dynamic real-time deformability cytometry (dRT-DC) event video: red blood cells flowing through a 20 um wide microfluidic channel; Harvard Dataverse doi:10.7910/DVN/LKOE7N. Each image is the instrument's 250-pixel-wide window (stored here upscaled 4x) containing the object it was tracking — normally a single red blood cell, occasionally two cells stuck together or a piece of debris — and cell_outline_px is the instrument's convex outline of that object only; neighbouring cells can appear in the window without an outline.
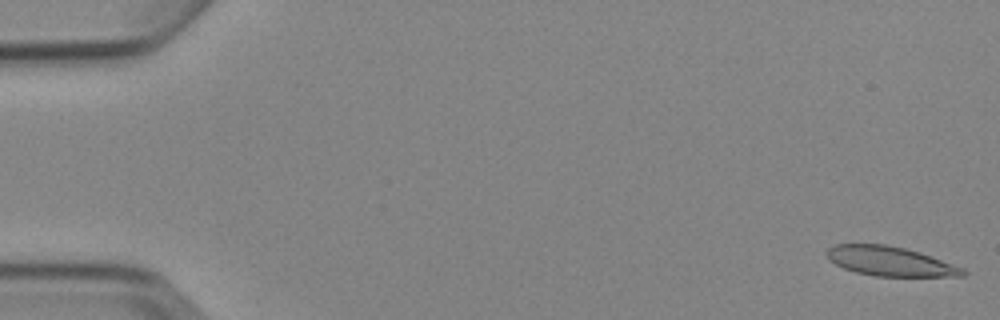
{"species": "Egyptian fruit bat (a non-hibernating species)", "species_latin": "Rousettus aegyptiacus", "temperature_condition": "cold", "stored_images_in_passage": 7, "camera_frame_rate_fps": 3000, "um_per_image_px": 0.085, "animal": {"sex": "female"}, "frame": {"image": 1, "passage_image": 1, "time_ms": 0.0, "image_size_px": [1000, 320], "cell_outline_px": [[968, 272], [964, 276], [876, 276], [856, 272], [844, 268], [828, 260], [828, 248], [836, 244], [884, 244], [904, 248], [920, 252], [964, 268]], "centroid_in_image_um": [75.68, 22.21], "position_along_channel_um": 9.3, "area_um2": 23.18}}
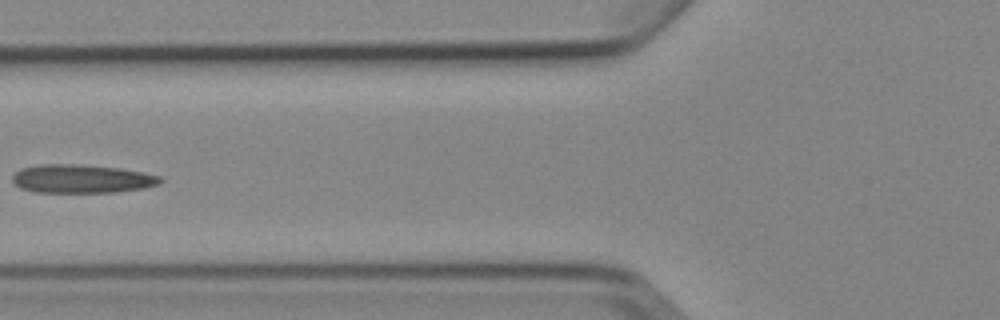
{"frame": {"image": 2, "passage_image": 6, "time_ms": 6.667, "image_size_px": [1000, 320], "cell_outline_px": [[164, 180], [160, 184], [144, 188], [116, 192], [36, 192], [20, 188], [12, 180], [12, 176], [20, 168], [40, 164], [76, 164], [120, 168], [144, 172], [160, 176]], "centroid_in_image_um": [6.97, 15.19], "position_along_channel_um": 118.8, "area_um2": 24.68}}
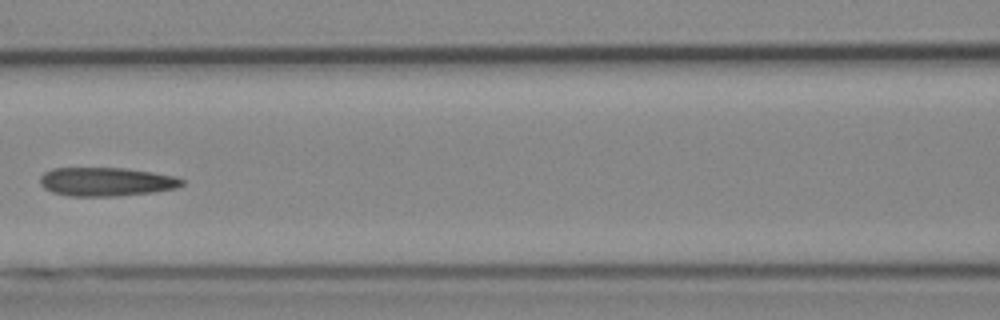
{"frame": {"image": 3, "passage_image": 7, "time_ms": 7.667, "image_size_px": [1000, 320], "cell_outline_px": [[184, 184], [176, 188], [152, 192], [116, 196], [68, 196], [52, 192], [44, 188], [40, 184], [40, 176], [44, 172], [52, 168], [124, 168], [152, 172], [176, 176], [184, 180]], "centroid_in_image_um": [9.01, 15.44], "position_along_channel_um": 157.6, "area_um2": 23.81}}